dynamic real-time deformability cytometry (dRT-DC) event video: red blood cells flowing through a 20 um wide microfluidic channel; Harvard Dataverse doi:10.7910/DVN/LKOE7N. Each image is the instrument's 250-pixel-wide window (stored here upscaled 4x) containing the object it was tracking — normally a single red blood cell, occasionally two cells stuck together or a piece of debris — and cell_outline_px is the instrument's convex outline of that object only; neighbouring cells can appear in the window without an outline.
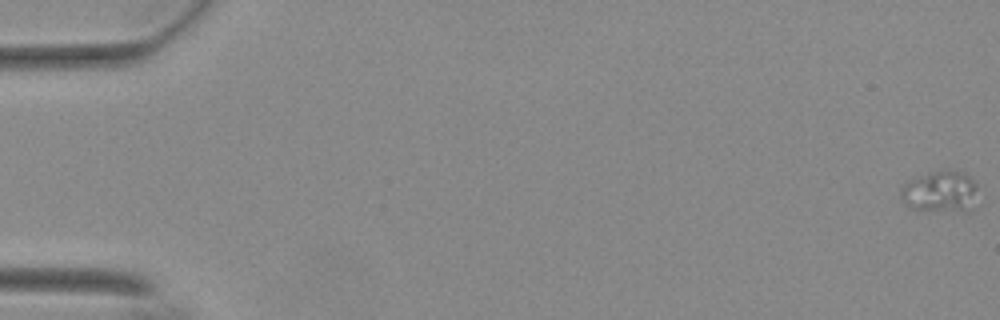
{"species": "Egyptian fruit bat (a non-hibernating species)", "species_latin": "Rousettus aegyptiacus", "temperature_condition": "warm", "stored_images_in_passage": 58, "camera_frame_rate_fps": 3000, "um_per_image_px": 0.085, "animal": {"sex": "female"}, "frame": {"image": 1, "passage_image": 1, "time_ms": 0.0, "image_size_px": [1000, 320], "cell_outline_px": [[976, 188], [968, 212], [964, 212], [912, 208], [900, 196], [900, 188], [904, 184], [912, 180], [932, 172], [960, 172], [968, 176], [976, 184]], "centroid_in_image_um": [79.9, 16.31], "position_along_channel_um": 5.1, "area_um2": 17.51}}
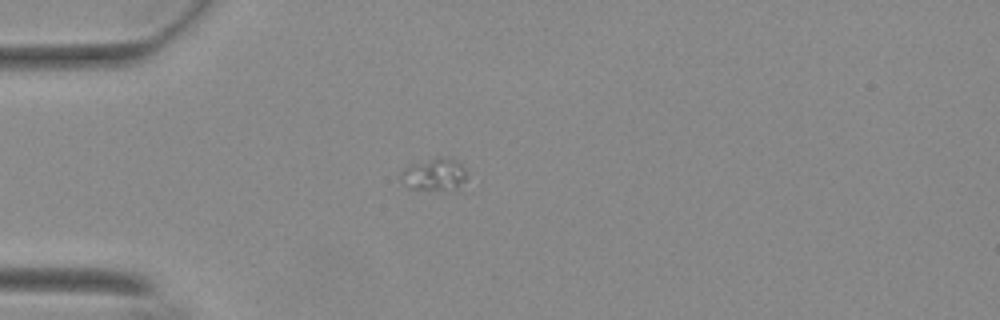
{"frame": {"image": 2, "passage_image": 17, "time_ms": 5.333, "image_size_px": [1000, 320], "cell_outline_px": [[468, 180], [456, 188], [408, 188], [400, 176], [400, 172], [404, 168], [440, 156], [448, 156], [460, 164], [468, 172]], "centroid_in_image_um": [36.98, 14.8], "position_along_channel_um": 48.0, "area_um2": 12.02}}